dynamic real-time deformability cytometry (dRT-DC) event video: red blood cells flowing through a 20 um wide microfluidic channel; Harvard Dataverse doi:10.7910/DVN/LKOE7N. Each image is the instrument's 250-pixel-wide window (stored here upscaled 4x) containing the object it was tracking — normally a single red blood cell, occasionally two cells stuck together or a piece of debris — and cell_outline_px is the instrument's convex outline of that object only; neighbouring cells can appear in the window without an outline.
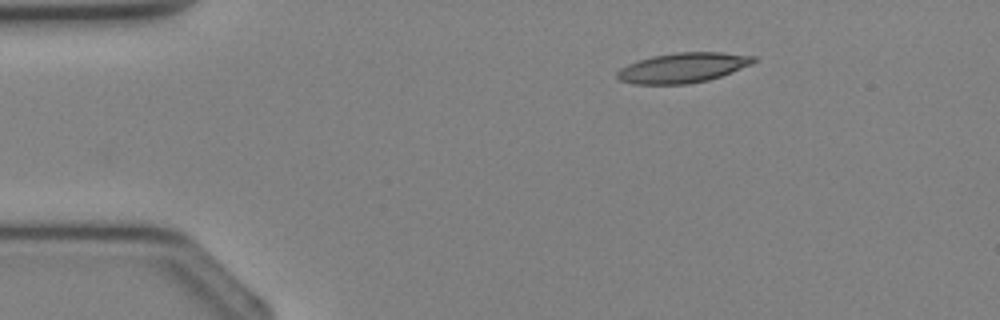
{"species": "Egyptian fruit bat (a non-hibernating species)", "species_latin": "Rousettus aegyptiacus", "temperature_condition": "cold", "stored_images_in_passage": 31, "camera_frame_rate_fps": 3000, "um_per_image_px": 0.085, "animal": {"sex": "female"}, "frame": {"image": 1, "passage_image": 1, "time_ms": 0.0, "image_size_px": [1000, 320], "cell_outline_px": [[756, 60], [752, 64], [732, 72], [708, 80], [688, 84], [632, 84], [620, 80], [616, 76], [616, 72], [620, 68], [628, 64], [652, 56], [676, 52], [720, 52], [756, 56]], "centroid_in_image_um": [58.04, 5.76], "position_along_channel_um": 27.0, "area_um2": 23.81}}
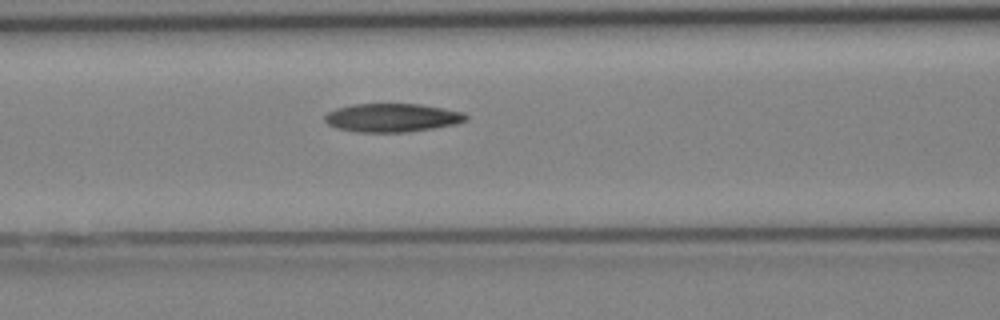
{"frame": {"image": 2, "passage_image": 10, "time_ms": 3.0, "image_size_px": [1000, 320], "cell_outline_px": [[468, 120], [456, 124], [436, 128], [408, 132], [356, 132], [336, 128], [328, 124], [324, 120], [324, 116], [328, 112], [336, 108], [352, 104], [420, 104], [444, 108], [464, 112], [468, 116]], "centroid_in_image_um": [33.35, 10.01], "position_along_channel_um": 133.2, "area_um2": 23.7}}
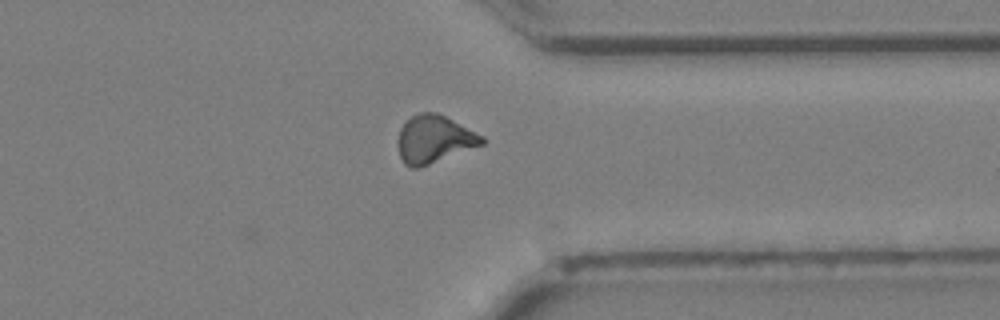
{"frame": {"image": 3, "passage_image": 23, "time_ms": 7.333, "image_size_px": [1000, 320], "cell_outline_px": [[484, 144], [420, 168], [412, 168], [404, 164], [400, 156], [400, 128], [412, 116], [420, 112], [436, 112], [484, 136]], "centroid_in_image_um": [36.93, 11.85], "position_along_channel_um": 374.5, "area_um2": 22.95}}